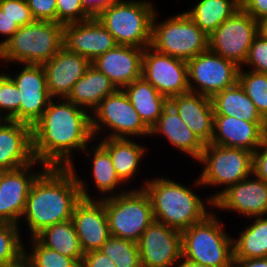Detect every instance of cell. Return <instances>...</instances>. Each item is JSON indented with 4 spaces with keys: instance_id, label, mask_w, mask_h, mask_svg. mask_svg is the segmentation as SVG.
<instances>
[{
    "instance_id": "cell-19",
    "label": "cell",
    "mask_w": 267,
    "mask_h": 267,
    "mask_svg": "<svg viewBox=\"0 0 267 267\" xmlns=\"http://www.w3.org/2000/svg\"><path fill=\"white\" fill-rule=\"evenodd\" d=\"M116 45L113 35L96 17L64 25L63 47L86 57L90 62Z\"/></svg>"
},
{
    "instance_id": "cell-31",
    "label": "cell",
    "mask_w": 267,
    "mask_h": 267,
    "mask_svg": "<svg viewBox=\"0 0 267 267\" xmlns=\"http://www.w3.org/2000/svg\"><path fill=\"white\" fill-rule=\"evenodd\" d=\"M240 8L241 0H200L184 12L209 36Z\"/></svg>"
},
{
    "instance_id": "cell-3",
    "label": "cell",
    "mask_w": 267,
    "mask_h": 267,
    "mask_svg": "<svg viewBox=\"0 0 267 267\" xmlns=\"http://www.w3.org/2000/svg\"><path fill=\"white\" fill-rule=\"evenodd\" d=\"M141 183L144 185L141 188L150 197L154 221L179 231L203 220L214 208L209 196L205 202L203 197L178 181L160 176Z\"/></svg>"
},
{
    "instance_id": "cell-14",
    "label": "cell",
    "mask_w": 267,
    "mask_h": 267,
    "mask_svg": "<svg viewBox=\"0 0 267 267\" xmlns=\"http://www.w3.org/2000/svg\"><path fill=\"white\" fill-rule=\"evenodd\" d=\"M142 267H180L181 231L153 221L137 242Z\"/></svg>"
},
{
    "instance_id": "cell-4",
    "label": "cell",
    "mask_w": 267,
    "mask_h": 267,
    "mask_svg": "<svg viewBox=\"0 0 267 267\" xmlns=\"http://www.w3.org/2000/svg\"><path fill=\"white\" fill-rule=\"evenodd\" d=\"M214 210L203 220L181 231L182 262L206 267H232L233 236ZM229 235V236H228Z\"/></svg>"
},
{
    "instance_id": "cell-7",
    "label": "cell",
    "mask_w": 267,
    "mask_h": 267,
    "mask_svg": "<svg viewBox=\"0 0 267 267\" xmlns=\"http://www.w3.org/2000/svg\"><path fill=\"white\" fill-rule=\"evenodd\" d=\"M196 162L202 164L203 169L191 186L223 187L209 196L214 201L228 187L252 174L253 152L208 143Z\"/></svg>"
},
{
    "instance_id": "cell-22",
    "label": "cell",
    "mask_w": 267,
    "mask_h": 267,
    "mask_svg": "<svg viewBox=\"0 0 267 267\" xmlns=\"http://www.w3.org/2000/svg\"><path fill=\"white\" fill-rule=\"evenodd\" d=\"M142 48L116 45L91 62L117 89H123L142 75Z\"/></svg>"
},
{
    "instance_id": "cell-49",
    "label": "cell",
    "mask_w": 267,
    "mask_h": 267,
    "mask_svg": "<svg viewBox=\"0 0 267 267\" xmlns=\"http://www.w3.org/2000/svg\"><path fill=\"white\" fill-rule=\"evenodd\" d=\"M4 267H33V266L32 263L29 261V259L25 255H23L19 260L7 264Z\"/></svg>"
},
{
    "instance_id": "cell-26",
    "label": "cell",
    "mask_w": 267,
    "mask_h": 267,
    "mask_svg": "<svg viewBox=\"0 0 267 267\" xmlns=\"http://www.w3.org/2000/svg\"><path fill=\"white\" fill-rule=\"evenodd\" d=\"M109 153L119 179L125 184L136 179L141 161L146 156L147 147L133 142V138L95 139Z\"/></svg>"
},
{
    "instance_id": "cell-11",
    "label": "cell",
    "mask_w": 267,
    "mask_h": 267,
    "mask_svg": "<svg viewBox=\"0 0 267 267\" xmlns=\"http://www.w3.org/2000/svg\"><path fill=\"white\" fill-rule=\"evenodd\" d=\"M257 35V21L241 7L208 36V49L242 67Z\"/></svg>"
},
{
    "instance_id": "cell-39",
    "label": "cell",
    "mask_w": 267,
    "mask_h": 267,
    "mask_svg": "<svg viewBox=\"0 0 267 267\" xmlns=\"http://www.w3.org/2000/svg\"><path fill=\"white\" fill-rule=\"evenodd\" d=\"M56 22L63 25L82 22L93 16L83 7L81 0H56Z\"/></svg>"
},
{
    "instance_id": "cell-36",
    "label": "cell",
    "mask_w": 267,
    "mask_h": 267,
    "mask_svg": "<svg viewBox=\"0 0 267 267\" xmlns=\"http://www.w3.org/2000/svg\"><path fill=\"white\" fill-rule=\"evenodd\" d=\"M20 226L0 222V267L19 260L25 252ZM20 231V232H19Z\"/></svg>"
},
{
    "instance_id": "cell-45",
    "label": "cell",
    "mask_w": 267,
    "mask_h": 267,
    "mask_svg": "<svg viewBox=\"0 0 267 267\" xmlns=\"http://www.w3.org/2000/svg\"><path fill=\"white\" fill-rule=\"evenodd\" d=\"M241 7L256 21L267 16V0H241Z\"/></svg>"
},
{
    "instance_id": "cell-42",
    "label": "cell",
    "mask_w": 267,
    "mask_h": 267,
    "mask_svg": "<svg viewBox=\"0 0 267 267\" xmlns=\"http://www.w3.org/2000/svg\"><path fill=\"white\" fill-rule=\"evenodd\" d=\"M35 20L56 22V0H26Z\"/></svg>"
},
{
    "instance_id": "cell-48",
    "label": "cell",
    "mask_w": 267,
    "mask_h": 267,
    "mask_svg": "<svg viewBox=\"0 0 267 267\" xmlns=\"http://www.w3.org/2000/svg\"><path fill=\"white\" fill-rule=\"evenodd\" d=\"M232 267H267V257L256 259L233 258Z\"/></svg>"
},
{
    "instance_id": "cell-43",
    "label": "cell",
    "mask_w": 267,
    "mask_h": 267,
    "mask_svg": "<svg viewBox=\"0 0 267 267\" xmlns=\"http://www.w3.org/2000/svg\"><path fill=\"white\" fill-rule=\"evenodd\" d=\"M252 173L267 183V136L253 153Z\"/></svg>"
},
{
    "instance_id": "cell-51",
    "label": "cell",
    "mask_w": 267,
    "mask_h": 267,
    "mask_svg": "<svg viewBox=\"0 0 267 267\" xmlns=\"http://www.w3.org/2000/svg\"><path fill=\"white\" fill-rule=\"evenodd\" d=\"M180 267H206V266L194 264V263H191V262H181Z\"/></svg>"
},
{
    "instance_id": "cell-34",
    "label": "cell",
    "mask_w": 267,
    "mask_h": 267,
    "mask_svg": "<svg viewBox=\"0 0 267 267\" xmlns=\"http://www.w3.org/2000/svg\"><path fill=\"white\" fill-rule=\"evenodd\" d=\"M238 82L254 103L260 115L267 121V74L245 70L244 67H240Z\"/></svg>"
},
{
    "instance_id": "cell-10",
    "label": "cell",
    "mask_w": 267,
    "mask_h": 267,
    "mask_svg": "<svg viewBox=\"0 0 267 267\" xmlns=\"http://www.w3.org/2000/svg\"><path fill=\"white\" fill-rule=\"evenodd\" d=\"M91 128L94 139L150 137V129L122 89L106 96L91 113ZM104 130L109 132L107 136H104Z\"/></svg>"
},
{
    "instance_id": "cell-18",
    "label": "cell",
    "mask_w": 267,
    "mask_h": 267,
    "mask_svg": "<svg viewBox=\"0 0 267 267\" xmlns=\"http://www.w3.org/2000/svg\"><path fill=\"white\" fill-rule=\"evenodd\" d=\"M71 220L85 253L100 250L111 237L104 199H81L75 206Z\"/></svg>"
},
{
    "instance_id": "cell-9",
    "label": "cell",
    "mask_w": 267,
    "mask_h": 267,
    "mask_svg": "<svg viewBox=\"0 0 267 267\" xmlns=\"http://www.w3.org/2000/svg\"><path fill=\"white\" fill-rule=\"evenodd\" d=\"M104 205L112 237L137 243L154 221L150 197L141 187L104 198Z\"/></svg>"
},
{
    "instance_id": "cell-46",
    "label": "cell",
    "mask_w": 267,
    "mask_h": 267,
    "mask_svg": "<svg viewBox=\"0 0 267 267\" xmlns=\"http://www.w3.org/2000/svg\"><path fill=\"white\" fill-rule=\"evenodd\" d=\"M18 29L19 25L0 9V36L4 37V39L0 41V48L5 45Z\"/></svg>"
},
{
    "instance_id": "cell-37",
    "label": "cell",
    "mask_w": 267,
    "mask_h": 267,
    "mask_svg": "<svg viewBox=\"0 0 267 267\" xmlns=\"http://www.w3.org/2000/svg\"><path fill=\"white\" fill-rule=\"evenodd\" d=\"M29 243L30 251L25 247L24 255L33 267H80L73 258L43 246L35 237L30 238Z\"/></svg>"
},
{
    "instance_id": "cell-25",
    "label": "cell",
    "mask_w": 267,
    "mask_h": 267,
    "mask_svg": "<svg viewBox=\"0 0 267 267\" xmlns=\"http://www.w3.org/2000/svg\"><path fill=\"white\" fill-rule=\"evenodd\" d=\"M165 137L175 149L197 161L205 144L183 122L174 107L168 103L157 123L151 128L150 136Z\"/></svg>"
},
{
    "instance_id": "cell-24",
    "label": "cell",
    "mask_w": 267,
    "mask_h": 267,
    "mask_svg": "<svg viewBox=\"0 0 267 267\" xmlns=\"http://www.w3.org/2000/svg\"><path fill=\"white\" fill-rule=\"evenodd\" d=\"M169 103L204 144L211 142L214 125L211 97L189 91L170 98Z\"/></svg>"
},
{
    "instance_id": "cell-41",
    "label": "cell",
    "mask_w": 267,
    "mask_h": 267,
    "mask_svg": "<svg viewBox=\"0 0 267 267\" xmlns=\"http://www.w3.org/2000/svg\"><path fill=\"white\" fill-rule=\"evenodd\" d=\"M0 9L19 27L35 21L26 0H0Z\"/></svg>"
},
{
    "instance_id": "cell-20",
    "label": "cell",
    "mask_w": 267,
    "mask_h": 267,
    "mask_svg": "<svg viewBox=\"0 0 267 267\" xmlns=\"http://www.w3.org/2000/svg\"><path fill=\"white\" fill-rule=\"evenodd\" d=\"M267 136V122H248L233 116L214 115L211 144L255 152Z\"/></svg>"
},
{
    "instance_id": "cell-44",
    "label": "cell",
    "mask_w": 267,
    "mask_h": 267,
    "mask_svg": "<svg viewBox=\"0 0 267 267\" xmlns=\"http://www.w3.org/2000/svg\"><path fill=\"white\" fill-rule=\"evenodd\" d=\"M80 267H116L111 258L100 250L91 251L83 255Z\"/></svg>"
},
{
    "instance_id": "cell-21",
    "label": "cell",
    "mask_w": 267,
    "mask_h": 267,
    "mask_svg": "<svg viewBox=\"0 0 267 267\" xmlns=\"http://www.w3.org/2000/svg\"><path fill=\"white\" fill-rule=\"evenodd\" d=\"M91 62L62 47L43 64L48 93L51 98H67L74 84L85 74Z\"/></svg>"
},
{
    "instance_id": "cell-12",
    "label": "cell",
    "mask_w": 267,
    "mask_h": 267,
    "mask_svg": "<svg viewBox=\"0 0 267 267\" xmlns=\"http://www.w3.org/2000/svg\"><path fill=\"white\" fill-rule=\"evenodd\" d=\"M190 92L212 97L238 82L240 67L209 49L187 61Z\"/></svg>"
},
{
    "instance_id": "cell-17",
    "label": "cell",
    "mask_w": 267,
    "mask_h": 267,
    "mask_svg": "<svg viewBox=\"0 0 267 267\" xmlns=\"http://www.w3.org/2000/svg\"><path fill=\"white\" fill-rule=\"evenodd\" d=\"M213 202L214 210L237 212L246 218L267 216V183L252 173L228 187Z\"/></svg>"
},
{
    "instance_id": "cell-13",
    "label": "cell",
    "mask_w": 267,
    "mask_h": 267,
    "mask_svg": "<svg viewBox=\"0 0 267 267\" xmlns=\"http://www.w3.org/2000/svg\"><path fill=\"white\" fill-rule=\"evenodd\" d=\"M141 76L168 100L190 91L187 61L159 53L150 46L143 51Z\"/></svg>"
},
{
    "instance_id": "cell-2",
    "label": "cell",
    "mask_w": 267,
    "mask_h": 267,
    "mask_svg": "<svg viewBox=\"0 0 267 267\" xmlns=\"http://www.w3.org/2000/svg\"><path fill=\"white\" fill-rule=\"evenodd\" d=\"M74 164L69 168L47 167L32 184L20 219L26 222L30 238L46 227L70 220L82 198L97 199L88 191V180L77 174Z\"/></svg>"
},
{
    "instance_id": "cell-6",
    "label": "cell",
    "mask_w": 267,
    "mask_h": 267,
    "mask_svg": "<svg viewBox=\"0 0 267 267\" xmlns=\"http://www.w3.org/2000/svg\"><path fill=\"white\" fill-rule=\"evenodd\" d=\"M155 11L149 0H116L96 18L113 35L117 45L145 49L151 45Z\"/></svg>"
},
{
    "instance_id": "cell-16",
    "label": "cell",
    "mask_w": 267,
    "mask_h": 267,
    "mask_svg": "<svg viewBox=\"0 0 267 267\" xmlns=\"http://www.w3.org/2000/svg\"><path fill=\"white\" fill-rule=\"evenodd\" d=\"M15 74L5 72L19 89V122L31 127L41 118L52 99L43 65L23 64Z\"/></svg>"
},
{
    "instance_id": "cell-5",
    "label": "cell",
    "mask_w": 267,
    "mask_h": 267,
    "mask_svg": "<svg viewBox=\"0 0 267 267\" xmlns=\"http://www.w3.org/2000/svg\"><path fill=\"white\" fill-rule=\"evenodd\" d=\"M64 25L39 21L20 26L0 48L1 62L43 65L63 47Z\"/></svg>"
},
{
    "instance_id": "cell-30",
    "label": "cell",
    "mask_w": 267,
    "mask_h": 267,
    "mask_svg": "<svg viewBox=\"0 0 267 267\" xmlns=\"http://www.w3.org/2000/svg\"><path fill=\"white\" fill-rule=\"evenodd\" d=\"M90 146L88 145L83 152L86 153V156L89 155L88 157H92L87 160L90 162L89 166H92L91 174L94 179L93 183H95L94 187L100 193L99 196L102 197L97 199H104L126 192L127 188L125 190V188L121 187V185L124 186L125 184L119 179L109 153L99 143L90 144ZM119 186L121 187V191Z\"/></svg>"
},
{
    "instance_id": "cell-29",
    "label": "cell",
    "mask_w": 267,
    "mask_h": 267,
    "mask_svg": "<svg viewBox=\"0 0 267 267\" xmlns=\"http://www.w3.org/2000/svg\"><path fill=\"white\" fill-rule=\"evenodd\" d=\"M214 115L233 116L248 122H267L237 82L211 97Z\"/></svg>"
},
{
    "instance_id": "cell-1",
    "label": "cell",
    "mask_w": 267,
    "mask_h": 267,
    "mask_svg": "<svg viewBox=\"0 0 267 267\" xmlns=\"http://www.w3.org/2000/svg\"><path fill=\"white\" fill-rule=\"evenodd\" d=\"M52 98L32 126L34 159L46 167L69 168L73 156L95 141L91 114L66 98ZM74 152V153H73Z\"/></svg>"
},
{
    "instance_id": "cell-33",
    "label": "cell",
    "mask_w": 267,
    "mask_h": 267,
    "mask_svg": "<svg viewBox=\"0 0 267 267\" xmlns=\"http://www.w3.org/2000/svg\"><path fill=\"white\" fill-rule=\"evenodd\" d=\"M239 237L233 238V258L256 259L267 257V216L249 218ZM254 219V221H253Z\"/></svg>"
},
{
    "instance_id": "cell-8",
    "label": "cell",
    "mask_w": 267,
    "mask_h": 267,
    "mask_svg": "<svg viewBox=\"0 0 267 267\" xmlns=\"http://www.w3.org/2000/svg\"><path fill=\"white\" fill-rule=\"evenodd\" d=\"M152 19L151 45L155 51L185 61L208 50V36L185 13L180 12L158 21Z\"/></svg>"
},
{
    "instance_id": "cell-15",
    "label": "cell",
    "mask_w": 267,
    "mask_h": 267,
    "mask_svg": "<svg viewBox=\"0 0 267 267\" xmlns=\"http://www.w3.org/2000/svg\"><path fill=\"white\" fill-rule=\"evenodd\" d=\"M41 170H33L36 165ZM47 167L34 160L21 168L0 172V222L19 225L32 184Z\"/></svg>"
},
{
    "instance_id": "cell-50",
    "label": "cell",
    "mask_w": 267,
    "mask_h": 267,
    "mask_svg": "<svg viewBox=\"0 0 267 267\" xmlns=\"http://www.w3.org/2000/svg\"><path fill=\"white\" fill-rule=\"evenodd\" d=\"M258 35L267 40V16L257 21Z\"/></svg>"
},
{
    "instance_id": "cell-28",
    "label": "cell",
    "mask_w": 267,
    "mask_h": 267,
    "mask_svg": "<svg viewBox=\"0 0 267 267\" xmlns=\"http://www.w3.org/2000/svg\"><path fill=\"white\" fill-rule=\"evenodd\" d=\"M143 123L151 130L169 100L142 76L122 89Z\"/></svg>"
},
{
    "instance_id": "cell-40",
    "label": "cell",
    "mask_w": 267,
    "mask_h": 267,
    "mask_svg": "<svg viewBox=\"0 0 267 267\" xmlns=\"http://www.w3.org/2000/svg\"><path fill=\"white\" fill-rule=\"evenodd\" d=\"M249 70L267 74V40L257 35L253 40L248 57L242 67Z\"/></svg>"
},
{
    "instance_id": "cell-35",
    "label": "cell",
    "mask_w": 267,
    "mask_h": 267,
    "mask_svg": "<svg viewBox=\"0 0 267 267\" xmlns=\"http://www.w3.org/2000/svg\"><path fill=\"white\" fill-rule=\"evenodd\" d=\"M100 251L111 258L116 267H142L136 242L111 236Z\"/></svg>"
},
{
    "instance_id": "cell-23",
    "label": "cell",
    "mask_w": 267,
    "mask_h": 267,
    "mask_svg": "<svg viewBox=\"0 0 267 267\" xmlns=\"http://www.w3.org/2000/svg\"><path fill=\"white\" fill-rule=\"evenodd\" d=\"M32 127L13 120L0 122V170H13L34 161Z\"/></svg>"
},
{
    "instance_id": "cell-38",
    "label": "cell",
    "mask_w": 267,
    "mask_h": 267,
    "mask_svg": "<svg viewBox=\"0 0 267 267\" xmlns=\"http://www.w3.org/2000/svg\"><path fill=\"white\" fill-rule=\"evenodd\" d=\"M19 89L3 71L0 73V117L19 122Z\"/></svg>"
},
{
    "instance_id": "cell-32",
    "label": "cell",
    "mask_w": 267,
    "mask_h": 267,
    "mask_svg": "<svg viewBox=\"0 0 267 267\" xmlns=\"http://www.w3.org/2000/svg\"><path fill=\"white\" fill-rule=\"evenodd\" d=\"M35 238L43 246L73 258L79 265L81 264L84 252L71 219L46 227Z\"/></svg>"
},
{
    "instance_id": "cell-47",
    "label": "cell",
    "mask_w": 267,
    "mask_h": 267,
    "mask_svg": "<svg viewBox=\"0 0 267 267\" xmlns=\"http://www.w3.org/2000/svg\"><path fill=\"white\" fill-rule=\"evenodd\" d=\"M83 7L96 17L102 10L113 4L116 0H81Z\"/></svg>"
},
{
    "instance_id": "cell-27",
    "label": "cell",
    "mask_w": 267,
    "mask_h": 267,
    "mask_svg": "<svg viewBox=\"0 0 267 267\" xmlns=\"http://www.w3.org/2000/svg\"><path fill=\"white\" fill-rule=\"evenodd\" d=\"M116 90L111 80L91 65L74 84L66 99L91 114L106 96Z\"/></svg>"
}]
</instances>
